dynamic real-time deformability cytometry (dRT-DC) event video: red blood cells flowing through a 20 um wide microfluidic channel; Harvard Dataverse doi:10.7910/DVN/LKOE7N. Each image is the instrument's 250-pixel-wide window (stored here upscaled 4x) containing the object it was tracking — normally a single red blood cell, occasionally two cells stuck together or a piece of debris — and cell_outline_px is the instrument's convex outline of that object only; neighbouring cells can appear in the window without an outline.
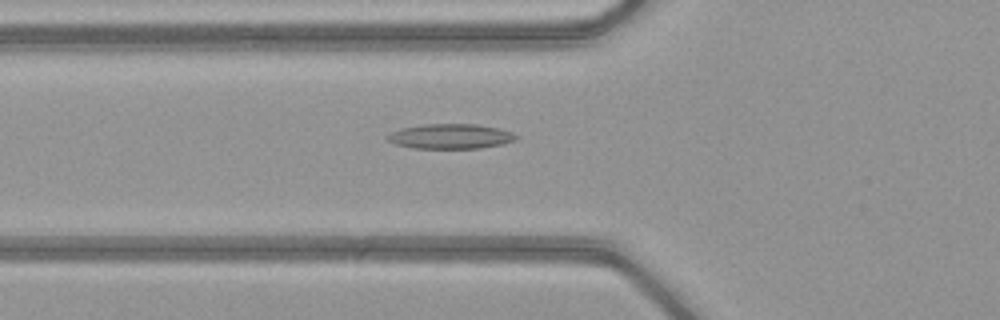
{"species": "common noctule bat (a hibernating species)", "species_latin": "Nyctalus noctula", "temperature_condition": "warm", "stored_images_in_passage": 27, "camera_frame_rate_fps": 3000, "um_per_image_px": 0.085, "animal": {"sex": "female", "body_mass_g": 21.9}, "frame": {"image": 1, "passage_image": 2, "time_ms": 0.333, "image_size_px": [1000, 320], "cell_outline_px": [[520, 136], [516, 140], [504, 144], [480, 148], [412, 148], [396, 144], [388, 140], [384, 136], [400, 128], [424, 124], [476, 124], [500, 128], [512, 132]], "centroid_in_image_um": [38.33, 11.58], "position_along_channel_um": 87.5, "area_um2": 18.84}}
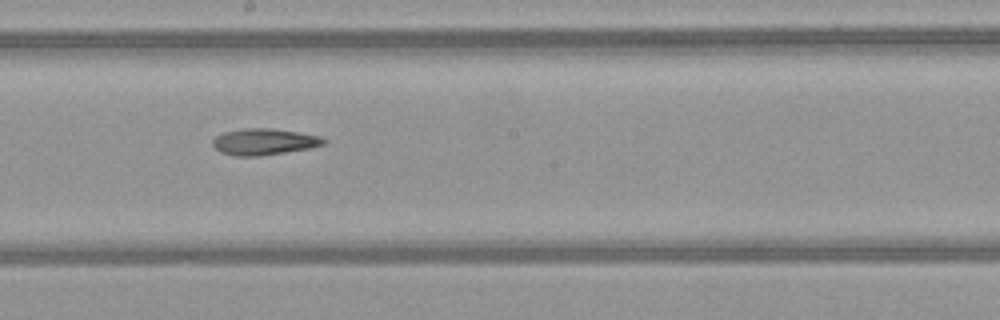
{"frame": {"image": 2, "passage_image": 12, "time_ms": 3.667, "image_size_px": [1000, 320], "cell_outline_px": [[328, 140], [324, 144], [308, 148], [260, 156], [232, 156], [220, 152], [212, 144], [212, 140], [216, 136], [224, 132], [244, 128], [272, 128], [320, 136]], "centroid_in_image_um": [22.41, 12.05], "position_along_channel_um": 225.8, "area_um2": 16.99}}
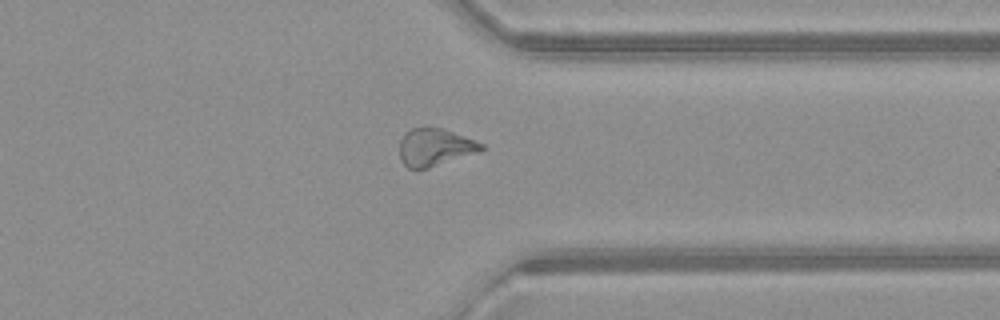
{"frame": {"image": 3, "passage_image": 23, "time_ms": 7.333, "image_size_px": [1000, 320], "cell_outline_px": [[484, 148], [476, 152], [428, 168], [408, 168], [400, 160], [400, 140], [412, 128], [424, 124], [440, 128], [464, 136], [484, 144]], "centroid_in_image_um": [36.92, 12.48], "position_along_channel_um": 374.5, "area_um2": 17.69}}